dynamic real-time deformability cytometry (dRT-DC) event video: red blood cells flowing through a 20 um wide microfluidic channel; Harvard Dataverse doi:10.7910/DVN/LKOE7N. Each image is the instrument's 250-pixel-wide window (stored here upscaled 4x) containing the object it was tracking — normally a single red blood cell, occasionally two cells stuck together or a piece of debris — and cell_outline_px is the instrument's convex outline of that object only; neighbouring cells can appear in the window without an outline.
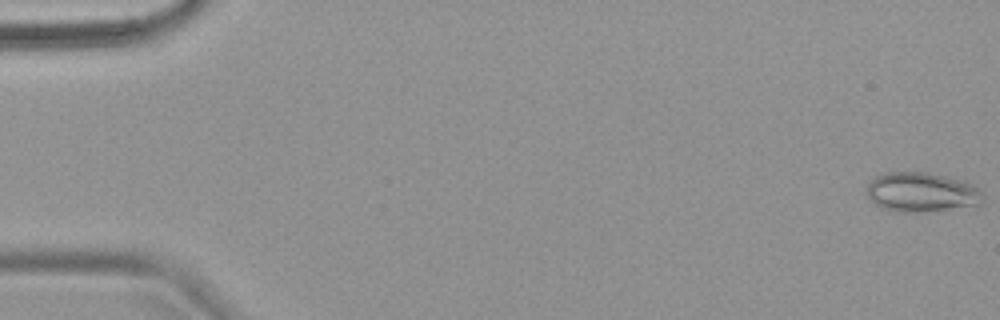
{"species": "common noctule bat (a hibernating species)", "species_latin": "Nyctalus noctula", "temperature_condition": "warm", "stored_images_in_passage": 4, "camera_frame_rate_fps": 3000, "um_per_image_px": 0.085, "animal": {"sex": "female", "body_mass_g": 18.4}, "frame": {"image": 1, "passage_image": 1, "time_ms": 0.0, "image_size_px": [1000, 320], "cell_outline_px": [[984, 200], [976, 204], [920, 212], [900, 212], [880, 208], [868, 196], [868, 184], [876, 176], [884, 172], [928, 172], [948, 176], [964, 180], [972, 184], [980, 192]], "centroid_in_image_um": [78.29, 16.31], "position_along_channel_um": 6.7, "area_um2": 26.41}}